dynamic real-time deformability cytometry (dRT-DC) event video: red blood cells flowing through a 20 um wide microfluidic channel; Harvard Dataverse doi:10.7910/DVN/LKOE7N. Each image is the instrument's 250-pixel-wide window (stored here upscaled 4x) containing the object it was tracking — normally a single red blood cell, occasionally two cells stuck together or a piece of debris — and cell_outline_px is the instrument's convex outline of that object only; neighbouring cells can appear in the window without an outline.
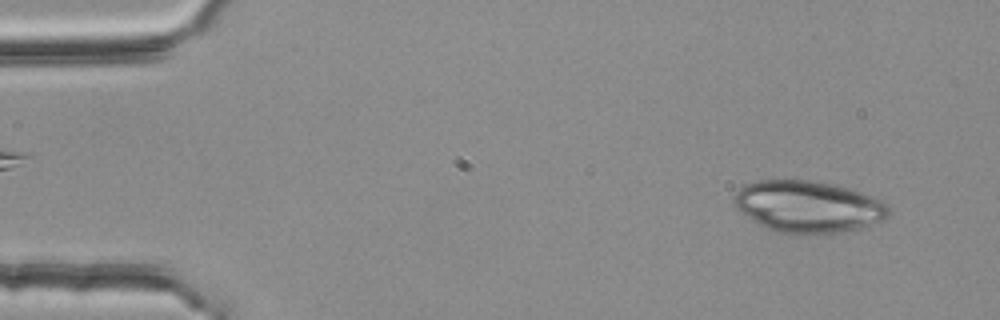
{"species": "common noctule bat (a hibernating species)", "species_latin": "Nyctalus noctula", "temperature_condition": "room temperature", "stored_images_in_passage": 53, "camera_frame_rate_fps": 3000, "um_per_image_px": 0.085, "animal": {"sex": "female", "body_mass_g": 25.1}, "frame": {"image": 1, "passage_image": 4, "time_ms": 1.0, "image_size_px": [1000, 320], "cell_outline_px": [[892, 208], [888, 216], [884, 220], [852, 228], [832, 232], [800, 236], [780, 232], [764, 228], [736, 208], [732, 200], [732, 196], [740, 188], [756, 180], [808, 180], [840, 184], [884, 200]], "centroid_in_image_um": [68.69, 17.54], "position_along_channel_um": 16.3, "area_um2": 47.05}}
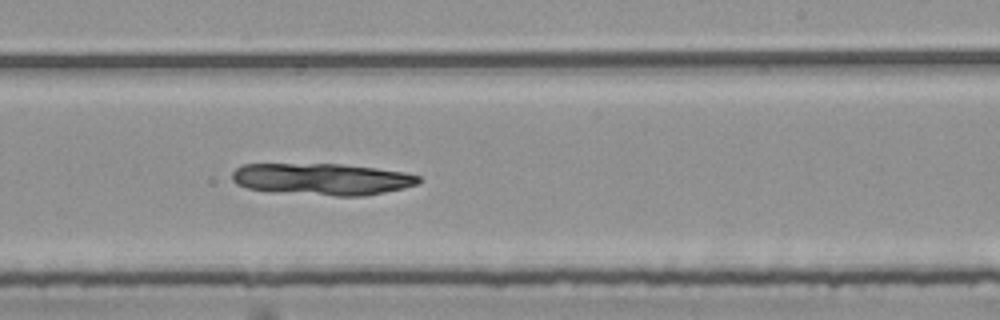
{"frame": {"image": 2, "passage_image": 32, "time_ms": 10.333, "image_size_px": [1000, 320], "cell_outline_px": [[424, 180], [420, 184], [404, 188], [364, 196], [336, 196], [248, 188], [236, 184], [232, 180], [232, 172], [240, 164], [340, 164], [376, 168], [404, 172], [420, 176]], "centroid_in_image_um": [27.44, 15.21], "position_along_channel_um": 261.6, "area_um2": 34.33}}
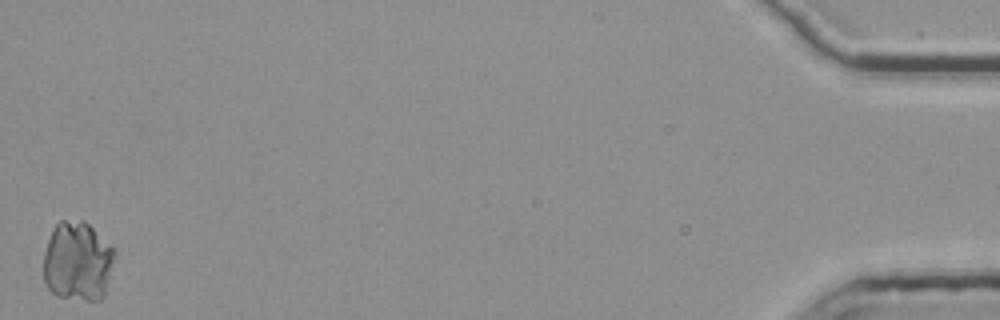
{"frame": {"image": 3, "passage_image": 53, "time_ms": 17.333, "image_size_px": [1000, 320], "cell_outline_px": [[116, 256], [104, 296], [100, 300], [88, 300], [56, 296], [48, 288], [44, 280], [44, 252], [48, 240], [56, 224], [60, 220], [84, 220], [116, 252]], "centroid_in_image_um": [6.6, 22.23], "position_along_channel_um": 428.6, "area_um2": 32.89}}